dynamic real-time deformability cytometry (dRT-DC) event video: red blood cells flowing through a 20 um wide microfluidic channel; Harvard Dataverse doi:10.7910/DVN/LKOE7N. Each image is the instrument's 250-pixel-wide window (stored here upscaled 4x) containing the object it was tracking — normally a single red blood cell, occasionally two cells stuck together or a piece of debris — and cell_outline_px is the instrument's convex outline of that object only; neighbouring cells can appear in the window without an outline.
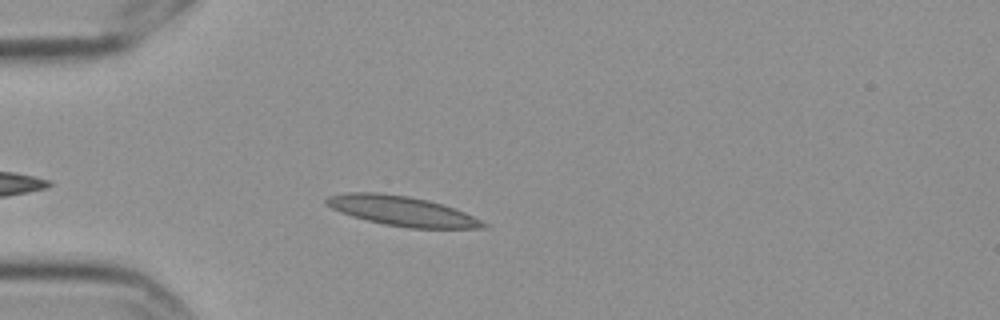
{"species": "Egyptian fruit bat (a non-hibernating species)", "species_latin": "Rousettus aegyptiacus", "temperature_condition": "cold", "stored_images_in_passage": 4, "camera_frame_rate_fps": 3000, "um_per_image_px": 0.085, "frame": {"image": 1, "passage_image": 4, "time_ms": 1.0, "image_size_px": [1000, 320], "cell_outline_px": [[488, 228], [408, 228], [384, 224], [352, 216], [340, 212], [324, 204], [324, 200], [328, 196], [348, 192], [380, 192], [408, 196], [428, 200], [444, 204], [464, 212], [488, 224]], "centroid_in_image_um": [34.15, 17.92], "position_along_channel_um": 50.9, "area_um2": 27.22}}